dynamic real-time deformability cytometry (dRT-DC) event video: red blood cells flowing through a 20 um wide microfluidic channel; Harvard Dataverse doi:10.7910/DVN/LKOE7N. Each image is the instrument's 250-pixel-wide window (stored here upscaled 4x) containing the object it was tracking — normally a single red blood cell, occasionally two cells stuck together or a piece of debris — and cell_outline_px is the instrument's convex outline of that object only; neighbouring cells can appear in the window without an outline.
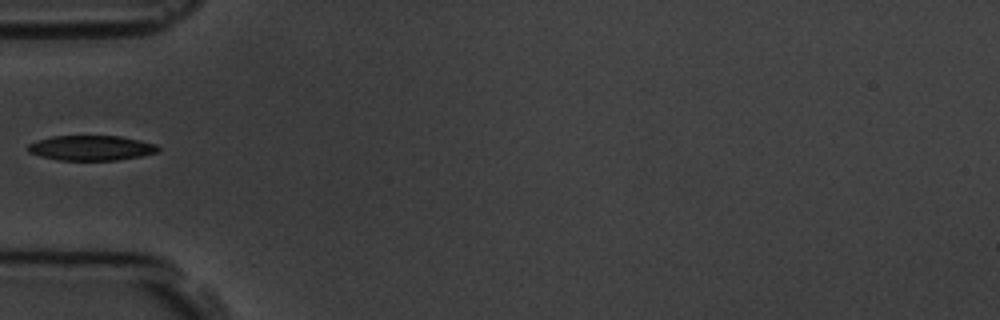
{"species": "common noctule bat (a hibernating species)", "species_latin": "Nyctalus noctula", "temperature_condition": "room temperature", "stored_images_in_passage": 5, "camera_frame_rate_fps": 3000, "um_per_image_px": 0.085, "animal": {"sex": "male", "body_mass_g": 19.5, "forearm_length_mm": 54.6}, "frame": {"image": 1, "passage_image": 4, "time_ms": 3.667, "image_size_px": [1000, 320], "cell_outline_px": [[160, 152], [140, 156], [116, 160], [60, 160], [40, 156], [28, 152], [28, 144], [36, 140], [52, 136], [120, 136], [140, 140], [156, 144], [160, 148]], "centroid_in_image_um": [7.76, 12.57], "position_along_channel_um": 77.2, "area_um2": 19.02}}
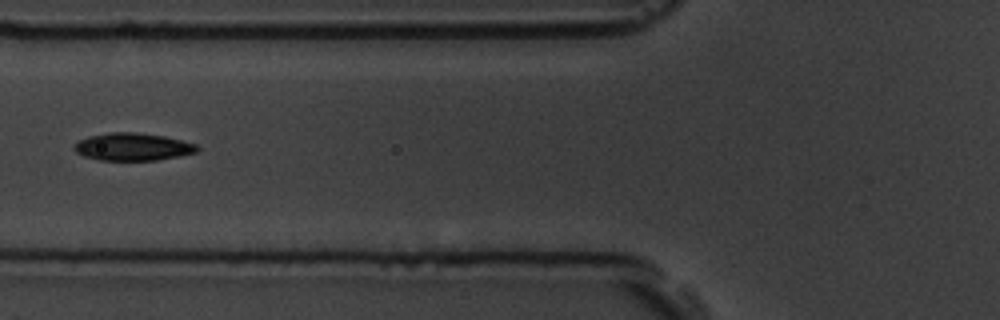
{"frame": {"image": 2, "passage_image": 5, "time_ms": 4.667, "image_size_px": [1000, 320], "cell_outline_px": [[200, 148], [196, 152], [180, 156], [156, 160], [100, 160], [84, 156], [76, 152], [72, 148], [80, 140], [88, 136], [108, 132], [136, 132], [164, 136], [196, 144]], "centroid_in_image_um": [11.28, 12.47], "position_along_channel_um": 114.5, "area_um2": 19.71}}